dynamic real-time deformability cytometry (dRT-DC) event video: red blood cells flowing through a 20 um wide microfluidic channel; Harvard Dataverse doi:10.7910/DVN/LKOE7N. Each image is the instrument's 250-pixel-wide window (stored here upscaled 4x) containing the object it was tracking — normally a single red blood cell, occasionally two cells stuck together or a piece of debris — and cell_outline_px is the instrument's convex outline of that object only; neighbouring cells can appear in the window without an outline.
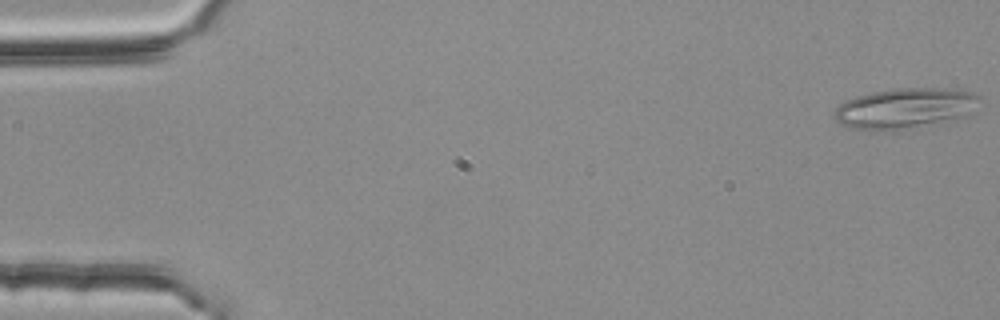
{"species": "common noctule bat (a hibernating species)", "species_latin": "Nyctalus noctula", "temperature_condition": "room temperature", "stored_images_in_passage": 5, "segment_of_instrument_passage": [1, 2], "camera_frame_rate_fps": 3000, "um_per_image_px": 0.085, "animal": {"sex": "female", "body_mass_g": 25.1}, "frame": {"image": 1, "passage_image": 1, "time_ms": 0.0, "image_size_px": [1000, 320], "cell_outline_px": [[984, 100], [968, 112], [960, 116], [896, 128], [868, 132], [852, 128], [840, 124], [836, 120], [836, 108], [840, 104], [856, 96], [872, 92], [892, 88], [948, 88], [976, 92]], "centroid_in_image_um": [76.88, 9.15], "position_along_channel_um": 8.1, "area_um2": 33.18}}